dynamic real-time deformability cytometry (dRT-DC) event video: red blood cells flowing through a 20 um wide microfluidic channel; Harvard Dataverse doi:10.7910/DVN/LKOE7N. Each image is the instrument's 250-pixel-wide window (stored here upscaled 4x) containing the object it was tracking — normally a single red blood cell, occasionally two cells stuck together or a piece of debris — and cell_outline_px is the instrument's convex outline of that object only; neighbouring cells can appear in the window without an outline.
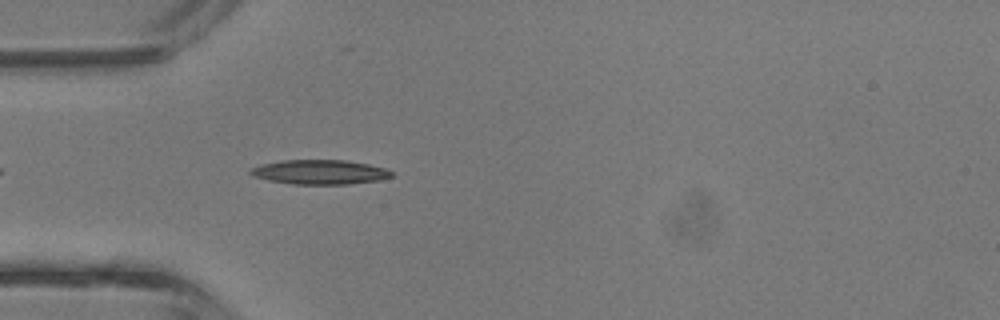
{"species": "common noctule bat (a hibernating species)", "species_latin": "Nyctalus noctula", "temperature_condition": "room temperature", "stored_images_in_passage": 32, "camera_frame_rate_fps": 3000, "um_per_image_px": 0.085, "animal": {"sex": "male", "body_mass_g": 13.3}, "frame": {"image": 1, "passage_image": 3, "time_ms": 0.667, "image_size_px": [1000, 320], "cell_outline_px": [[392, 176], [380, 180], [348, 184], [292, 184], [268, 180], [252, 176], [248, 172], [252, 168], [260, 164], [280, 160], [344, 160], [368, 164], [384, 168], [392, 172]], "centroid_in_image_um": [27.14, 14.62], "position_along_channel_um": 57.9, "area_um2": 20.11}}
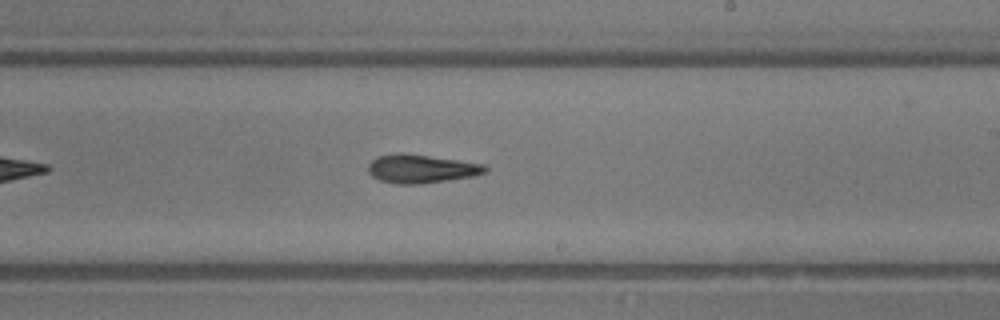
{"frame": {"image": 2, "passage_image": 15, "time_ms": 4.667, "image_size_px": [1000, 320], "cell_outline_px": [[488, 172], [472, 176], [420, 184], [396, 184], [380, 180], [372, 176], [368, 172], [368, 164], [376, 156], [396, 152], [400, 152], [484, 164], [488, 168]], "centroid_in_image_um": [35.76, 14.34], "position_along_channel_um": 253.2, "area_um2": 19.42}}
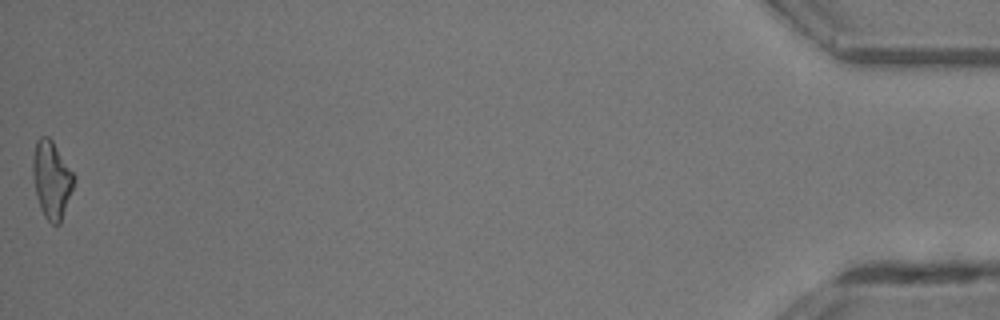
{"frame": {"image": 3, "passage_image": 32, "time_ms": 10.333, "image_size_px": [1000, 320], "cell_outline_px": [[76, 176], [60, 224], [52, 224], [44, 216], [40, 208], [36, 196], [32, 176], [32, 160], [36, 140], [40, 136], [48, 136], [52, 140]], "centroid_in_image_um": [4.37, 15.24], "position_along_channel_um": 430.8, "area_um2": 18.55}, "authors_computed_cell_mechanics": {"area_um2": 19.1029, "velocity_mm_per_s": 4.9599, "shape_relaxation_time_tau1_ms": 3.8113, "shape_relaxation_time_tau2_ms": 3.9697, "deformation_change_tau1": 0.1673, "deformation_change_tau2": 0.1513}}